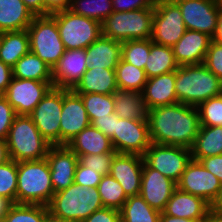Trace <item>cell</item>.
I'll return each instance as SVG.
<instances>
[{
    "label": "cell",
    "mask_w": 222,
    "mask_h": 222,
    "mask_svg": "<svg viewBox=\"0 0 222 222\" xmlns=\"http://www.w3.org/2000/svg\"><path fill=\"white\" fill-rule=\"evenodd\" d=\"M82 222H122V219L119 210L103 207Z\"/></svg>",
    "instance_id": "obj_47"
},
{
    "label": "cell",
    "mask_w": 222,
    "mask_h": 222,
    "mask_svg": "<svg viewBox=\"0 0 222 222\" xmlns=\"http://www.w3.org/2000/svg\"><path fill=\"white\" fill-rule=\"evenodd\" d=\"M30 51L53 68L65 52L56 20L51 16H35L27 27Z\"/></svg>",
    "instance_id": "obj_8"
},
{
    "label": "cell",
    "mask_w": 222,
    "mask_h": 222,
    "mask_svg": "<svg viewBox=\"0 0 222 222\" xmlns=\"http://www.w3.org/2000/svg\"><path fill=\"white\" fill-rule=\"evenodd\" d=\"M190 150L197 161L222 154V126H201Z\"/></svg>",
    "instance_id": "obj_30"
},
{
    "label": "cell",
    "mask_w": 222,
    "mask_h": 222,
    "mask_svg": "<svg viewBox=\"0 0 222 222\" xmlns=\"http://www.w3.org/2000/svg\"><path fill=\"white\" fill-rule=\"evenodd\" d=\"M143 159L149 167L177 183L192 157L188 148L151 143Z\"/></svg>",
    "instance_id": "obj_10"
},
{
    "label": "cell",
    "mask_w": 222,
    "mask_h": 222,
    "mask_svg": "<svg viewBox=\"0 0 222 222\" xmlns=\"http://www.w3.org/2000/svg\"><path fill=\"white\" fill-rule=\"evenodd\" d=\"M213 208L218 212L222 214V194L218 202L213 206Z\"/></svg>",
    "instance_id": "obj_59"
},
{
    "label": "cell",
    "mask_w": 222,
    "mask_h": 222,
    "mask_svg": "<svg viewBox=\"0 0 222 222\" xmlns=\"http://www.w3.org/2000/svg\"><path fill=\"white\" fill-rule=\"evenodd\" d=\"M151 38L122 42L121 59L139 69H144L150 53Z\"/></svg>",
    "instance_id": "obj_39"
},
{
    "label": "cell",
    "mask_w": 222,
    "mask_h": 222,
    "mask_svg": "<svg viewBox=\"0 0 222 222\" xmlns=\"http://www.w3.org/2000/svg\"><path fill=\"white\" fill-rule=\"evenodd\" d=\"M212 41L222 44V3L220 4L219 7L217 27L215 34L212 37Z\"/></svg>",
    "instance_id": "obj_53"
},
{
    "label": "cell",
    "mask_w": 222,
    "mask_h": 222,
    "mask_svg": "<svg viewBox=\"0 0 222 222\" xmlns=\"http://www.w3.org/2000/svg\"><path fill=\"white\" fill-rule=\"evenodd\" d=\"M119 211L122 222H160L161 213L153 209L140 194L128 197Z\"/></svg>",
    "instance_id": "obj_33"
},
{
    "label": "cell",
    "mask_w": 222,
    "mask_h": 222,
    "mask_svg": "<svg viewBox=\"0 0 222 222\" xmlns=\"http://www.w3.org/2000/svg\"><path fill=\"white\" fill-rule=\"evenodd\" d=\"M90 124L81 97L73 90L63 89V108L60 116V145H67L70 140Z\"/></svg>",
    "instance_id": "obj_16"
},
{
    "label": "cell",
    "mask_w": 222,
    "mask_h": 222,
    "mask_svg": "<svg viewBox=\"0 0 222 222\" xmlns=\"http://www.w3.org/2000/svg\"><path fill=\"white\" fill-rule=\"evenodd\" d=\"M154 9L113 12L102 23V36L124 42L152 36Z\"/></svg>",
    "instance_id": "obj_6"
},
{
    "label": "cell",
    "mask_w": 222,
    "mask_h": 222,
    "mask_svg": "<svg viewBox=\"0 0 222 222\" xmlns=\"http://www.w3.org/2000/svg\"><path fill=\"white\" fill-rule=\"evenodd\" d=\"M34 17L22 0H0V32L25 30Z\"/></svg>",
    "instance_id": "obj_27"
},
{
    "label": "cell",
    "mask_w": 222,
    "mask_h": 222,
    "mask_svg": "<svg viewBox=\"0 0 222 222\" xmlns=\"http://www.w3.org/2000/svg\"><path fill=\"white\" fill-rule=\"evenodd\" d=\"M6 144L10 159L16 162L44 159L51 146L27 115L15 117Z\"/></svg>",
    "instance_id": "obj_5"
},
{
    "label": "cell",
    "mask_w": 222,
    "mask_h": 222,
    "mask_svg": "<svg viewBox=\"0 0 222 222\" xmlns=\"http://www.w3.org/2000/svg\"><path fill=\"white\" fill-rule=\"evenodd\" d=\"M205 222H222V214L212 208L205 219Z\"/></svg>",
    "instance_id": "obj_57"
},
{
    "label": "cell",
    "mask_w": 222,
    "mask_h": 222,
    "mask_svg": "<svg viewBox=\"0 0 222 222\" xmlns=\"http://www.w3.org/2000/svg\"><path fill=\"white\" fill-rule=\"evenodd\" d=\"M115 73L118 89L126 91L142 92L148 79L144 69H139L122 59L119 61Z\"/></svg>",
    "instance_id": "obj_34"
},
{
    "label": "cell",
    "mask_w": 222,
    "mask_h": 222,
    "mask_svg": "<svg viewBox=\"0 0 222 222\" xmlns=\"http://www.w3.org/2000/svg\"><path fill=\"white\" fill-rule=\"evenodd\" d=\"M85 60V49L65 50L52 68L53 87L73 90L88 70Z\"/></svg>",
    "instance_id": "obj_19"
},
{
    "label": "cell",
    "mask_w": 222,
    "mask_h": 222,
    "mask_svg": "<svg viewBox=\"0 0 222 222\" xmlns=\"http://www.w3.org/2000/svg\"><path fill=\"white\" fill-rule=\"evenodd\" d=\"M30 51L27 29L0 32V60L13 68L16 62Z\"/></svg>",
    "instance_id": "obj_29"
},
{
    "label": "cell",
    "mask_w": 222,
    "mask_h": 222,
    "mask_svg": "<svg viewBox=\"0 0 222 222\" xmlns=\"http://www.w3.org/2000/svg\"><path fill=\"white\" fill-rule=\"evenodd\" d=\"M116 154L117 153L81 155L79 162L83 166L95 170L104 176L110 173L112 160Z\"/></svg>",
    "instance_id": "obj_42"
},
{
    "label": "cell",
    "mask_w": 222,
    "mask_h": 222,
    "mask_svg": "<svg viewBox=\"0 0 222 222\" xmlns=\"http://www.w3.org/2000/svg\"><path fill=\"white\" fill-rule=\"evenodd\" d=\"M17 162L10 159L0 165V196L16 203Z\"/></svg>",
    "instance_id": "obj_40"
},
{
    "label": "cell",
    "mask_w": 222,
    "mask_h": 222,
    "mask_svg": "<svg viewBox=\"0 0 222 222\" xmlns=\"http://www.w3.org/2000/svg\"><path fill=\"white\" fill-rule=\"evenodd\" d=\"M69 10L100 23L114 12L112 0H71Z\"/></svg>",
    "instance_id": "obj_35"
},
{
    "label": "cell",
    "mask_w": 222,
    "mask_h": 222,
    "mask_svg": "<svg viewBox=\"0 0 222 222\" xmlns=\"http://www.w3.org/2000/svg\"><path fill=\"white\" fill-rule=\"evenodd\" d=\"M78 94L87 111L90 123L96 118L108 117L114 113V99L112 94L76 93Z\"/></svg>",
    "instance_id": "obj_36"
},
{
    "label": "cell",
    "mask_w": 222,
    "mask_h": 222,
    "mask_svg": "<svg viewBox=\"0 0 222 222\" xmlns=\"http://www.w3.org/2000/svg\"><path fill=\"white\" fill-rule=\"evenodd\" d=\"M16 116L15 110L6 97L0 94V139H7L9 129Z\"/></svg>",
    "instance_id": "obj_44"
},
{
    "label": "cell",
    "mask_w": 222,
    "mask_h": 222,
    "mask_svg": "<svg viewBox=\"0 0 222 222\" xmlns=\"http://www.w3.org/2000/svg\"><path fill=\"white\" fill-rule=\"evenodd\" d=\"M151 143L190 149L201 124L195 106L180 102L148 110Z\"/></svg>",
    "instance_id": "obj_1"
},
{
    "label": "cell",
    "mask_w": 222,
    "mask_h": 222,
    "mask_svg": "<svg viewBox=\"0 0 222 222\" xmlns=\"http://www.w3.org/2000/svg\"><path fill=\"white\" fill-rule=\"evenodd\" d=\"M175 92L178 102L197 107L222 94V81L203 63L179 66L175 71Z\"/></svg>",
    "instance_id": "obj_2"
},
{
    "label": "cell",
    "mask_w": 222,
    "mask_h": 222,
    "mask_svg": "<svg viewBox=\"0 0 222 222\" xmlns=\"http://www.w3.org/2000/svg\"><path fill=\"white\" fill-rule=\"evenodd\" d=\"M160 222H200V221L190 220L187 218L173 217L168 214H165L164 212H161Z\"/></svg>",
    "instance_id": "obj_55"
},
{
    "label": "cell",
    "mask_w": 222,
    "mask_h": 222,
    "mask_svg": "<svg viewBox=\"0 0 222 222\" xmlns=\"http://www.w3.org/2000/svg\"><path fill=\"white\" fill-rule=\"evenodd\" d=\"M219 0H183L177 3L186 29L215 34L218 20Z\"/></svg>",
    "instance_id": "obj_15"
},
{
    "label": "cell",
    "mask_w": 222,
    "mask_h": 222,
    "mask_svg": "<svg viewBox=\"0 0 222 222\" xmlns=\"http://www.w3.org/2000/svg\"><path fill=\"white\" fill-rule=\"evenodd\" d=\"M112 96L114 113L119 118L148 120V108L141 92L116 89Z\"/></svg>",
    "instance_id": "obj_28"
},
{
    "label": "cell",
    "mask_w": 222,
    "mask_h": 222,
    "mask_svg": "<svg viewBox=\"0 0 222 222\" xmlns=\"http://www.w3.org/2000/svg\"><path fill=\"white\" fill-rule=\"evenodd\" d=\"M98 188H88L75 182L54 193L48 205L54 216L72 222H82L93 212L103 208Z\"/></svg>",
    "instance_id": "obj_4"
},
{
    "label": "cell",
    "mask_w": 222,
    "mask_h": 222,
    "mask_svg": "<svg viewBox=\"0 0 222 222\" xmlns=\"http://www.w3.org/2000/svg\"><path fill=\"white\" fill-rule=\"evenodd\" d=\"M178 67L172 47L151 40L150 53L144 67L147 78L176 71Z\"/></svg>",
    "instance_id": "obj_31"
},
{
    "label": "cell",
    "mask_w": 222,
    "mask_h": 222,
    "mask_svg": "<svg viewBox=\"0 0 222 222\" xmlns=\"http://www.w3.org/2000/svg\"><path fill=\"white\" fill-rule=\"evenodd\" d=\"M144 159L137 154L117 153L111 164L110 175L123 187L127 197L140 194Z\"/></svg>",
    "instance_id": "obj_20"
},
{
    "label": "cell",
    "mask_w": 222,
    "mask_h": 222,
    "mask_svg": "<svg viewBox=\"0 0 222 222\" xmlns=\"http://www.w3.org/2000/svg\"><path fill=\"white\" fill-rule=\"evenodd\" d=\"M176 188V182L144 162L140 195L153 209L163 212Z\"/></svg>",
    "instance_id": "obj_17"
},
{
    "label": "cell",
    "mask_w": 222,
    "mask_h": 222,
    "mask_svg": "<svg viewBox=\"0 0 222 222\" xmlns=\"http://www.w3.org/2000/svg\"><path fill=\"white\" fill-rule=\"evenodd\" d=\"M111 142L117 153L143 156L151 144L148 120L119 118Z\"/></svg>",
    "instance_id": "obj_13"
},
{
    "label": "cell",
    "mask_w": 222,
    "mask_h": 222,
    "mask_svg": "<svg viewBox=\"0 0 222 222\" xmlns=\"http://www.w3.org/2000/svg\"><path fill=\"white\" fill-rule=\"evenodd\" d=\"M13 77L12 68L0 60V94H4Z\"/></svg>",
    "instance_id": "obj_51"
},
{
    "label": "cell",
    "mask_w": 222,
    "mask_h": 222,
    "mask_svg": "<svg viewBox=\"0 0 222 222\" xmlns=\"http://www.w3.org/2000/svg\"><path fill=\"white\" fill-rule=\"evenodd\" d=\"M48 211L45 205L13 203L3 222H44Z\"/></svg>",
    "instance_id": "obj_38"
},
{
    "label": "cell",
    "mask_w": 222,
    "mask_h": 222,
    "mask_svg": "<svg viewBox=\"0 0 222 222\" xmlns=\"http://www.w3.org/2000/svg\"><path fill=\"white\" fill-rule=\"evenodd\" d=\"M12 204L7 198L0 196V222L4 221V217Z\"/></svg>",
    "instance_id": "obj_54"
},
{
    "label": "cell",
    "mask_w": 222,
    "mask_h": 222,
    "mask_svg": "<svg viewBox=\"0 0 222 222\" xmlns=\"http://www.w3.org/2000/svg\"><path fill=\"white\" fill-rule=\"evenodd\" d=\"M212 208L203 198L176 188L163 212L173 217L205 222Z\"/></svg>",
    "instance_id": "obj_22"
},
{
    "label": "cell",
    "mask_w": 222,
    "mask_h": 222,
    "mask_svg": "<svg viewBox=\"0 0 222 222\" xmlns=\"http://www.w3.org/2000/svg\"><path fill=\"white\" fill-rule=\"evenodd\" d=\"M46 159L50 165L54 193L74 183L79 158L67 145H51Z\"/></svg>",
    "instance_id": "obj_18"
},
{
    "label": "cell",
    "mask_w": 222,
    "mask_h": 222,
    "mask_svg": "<svg viewBox=\"0 0 222 222\" xmlns=\"http://www.w3.org/2000/svg\"><path fill=\"white\" fill-rule=\"evenodd\" d=\"M45 16L70 8L71 0H44Z\"/></svg>",
    "instance_id": "obj_50"
},
{
    "label": "cell",
    "mask_w": 222,
    "mask_h": 222,
    "mask_svg": "<svg viewBox=\"0 0 222 222\" xmlns=\"http://www.w3.org/2000/svg\"><path fill=\"white\" fill-rule=\"evenodd\" d=\"M162 1L177 4L178 2L183 1V0H162Z\"/></svg>",
    "instance_id": "obj_60"
},
{
    "label": "cell",
    "mask_w": 222,
    "mask_h": 222,
    "mask_svg": "<svg viewBox=\"0 0 222 222\" xmlns=\"http://www.w3.org/2000/svg\"><path fill=\"white\" fill-rule=\"evenodd\" d=\"M118 119L119 117L115 113H112L108 117L96 118L91 124L111 139L114 135Z\"/></svg>",
    "instance_id": "obj_48"
},
{
    "label": "cell",
    "mask_w": 222,
    "mask_h": 222,
    "mask_svg": "<svg viewBox=\"0 0 222 222\" xmlns=\"http://www.w3.org/2000/svg\"><path fill=\"white\" fill-rule=\"evenodd\" d=\"M141 93L148 110L178 103L175 92V71L148 78Z\"/></svg>",
    "instance_id": "obj_23"
},
{
    "label": "cell",
    "mask_w": 222,
    "mask_h": 222,
    "mask_svg": "<svg viewBox=\"0 0 222 222\" xmlns=\"http://www.w3.org/2000/svg\"><path fill=\"white\" fill-rule=\"evenodd\" d=\"M54 195L46 158L17 162V204L48 206Z\"/></svg>",
    "instance_id": "obj_3"
},
{
    "label": "cell",
    "mask_w": 222,
    "mask_h": 222,
    "mask_svg": "<svg viewBox=\"0 0 222 222\" xmlns=\"http://www.w3.org/2000/svg\"><path fill=\"white\" fill-rule=\"evenodd\" d=\"M10 160L6 140L0 139V165Z\"/></svg>",
    "instance_id": "obj_56"
},
{
    "label": "cell",
    "mask_w": 222,
    "mask_h": 222,
    "mask_svg": "<svg viewBox=\"0 0 222 222\" xmlns=\"http://www.w3.org/2000/svg\"><path fill=\"white\" fill-rule=\"evenodd\" d=\"M62 108L63 89L52 87L29 115L41 135L51 145H60Z\"/></svg>",
    "instance_id": "obj_9"
},
{
    "label": "cell",
    "mask_w": 222,
    "mask_h": 222,
    "mask_svg": "<svg viewBox=\"0 0 222 222\" xmlns=\"http://www.w3.org/2000/svg\"><path fill=\"white\" fill-rule=\"evenodd\" d=\"M52 87L53 81H36L12 77L3 95L17 115L29 116Z\"/></svg>",
    "instance_id": "obj_14"
},
{
    "label": "cell",
    "mask_w": 222,
    "mask_h": 222,
    "mask_svg": "<svg viewBox=\"0 0 222 222\" xmlns=\"http://www.w3.org/2000/svg\"><path fill=\"white\" fill-rule=\"evenodd\" d=\"M44 222H72V221L54 216L51 212L48 211L44 217Z\"/></svg>",
    "instance_id": "obj_58"
},
{
    "label": "cell",
    "mask_w": 222,
    "mask_h": 222,
    "mask_svg": "<svg viewBox=\"0 0 222 222\" xmlns=\"http://www.w3.org/2000/svg\"><path fill=\"white\" fill-rule=\"evenodd\" d=\"M67 146L78 156L117 153L111 139L92 124L78 133Z\"/></svg>",
    "instance_id": "obj_25"
},
{
    "label": "cell",
    "mask_w": 222,
    "mask_h": 222,
    "mask_svg": "<svg viewBox=\"0 0 222 222\" xmlns=\"http://www.w3.org/2000/svg\"><path fill=\"white\" fill-rule=\"evenodd\" d=\"M34 16H45L44 0H22Z\"/></svg>",
    "instance_id": "obj_52"
},
{
    "label": "cell",
    "mask_w": 222,
    "mask_h": 222,
    "mask_svg": "<svg viewBox=\"0 0 222 222\" xmlns=\"http://www.w3.org/2000/svg\"><path fill=\"white\" fill-rule=\"evenodd\" d=\"M212 38L205 33L186 29L184 35L172 47L179 66L204 63Z\"/></svg>",
    "instance_id": "obj_21"
},
{
    "label": "cell",
    "mask_w": 222,
    "mask_h": 222,
    "mask_svg": "<svg viewBox=\"0 0 222 222\" xmlns=\"http://www.w3.org/2000/svg\"><path fill=\"white\" fill-rule=\"evenodd\" d=\"M97 188L102 205L107 208L120 210L128 198L123 187L110 174L102 177Z\"/></svg>",
    "instance_id": "obj_37"
},
{
    "label": "cell",
    "mask_w": 222,
    "mask_h": 222,
    "mask_svg": "<svg viewBox=\"0 0 222 222\" xmlns=\"http://www.w3.org/2000/svg\"><path fill=\"white\" fill-rule=\"evenodd\" d=\"M12 72L17 79L53 81L52 68L31 51L16 62Z\"/></svg>",
    "instance_id": "obj_32"
},
{
    "label": "cell",
    "mask_w": 222,
    "mask_h": 222,
    "mask_svg": "<svg viewBox=\"0 0 222 222\" xmlns=\"http://www.w3.org/2000/svg\"><path fill=\"white\" fill-rule=\"evenodd\" d=\"M203 64L222 81V44L211 40Z\"/></svg>",
    "instance_id": "obj_43"
},
{
    "label": "cell",
    "mask_w": 222,
    "mask_h": 222,
    "mask_svg": "<svg viewBox=\"0 0 222 222\" xmlns=\"http://www.w3.org/2000/svg\"><path fill=\"white\" fill-rule=\"evenodd\" d=\"M186 31L182 13L177 4L156 0L151 40L173 47Z\"/></svg>",
    "instance_id": "obj_12"
},
{
    "label": "cell",
    "mask_w": 222,
    "mask_h": 222,
    "mask_svg": "<svg viewBox=\"0 0 222 222\" xmlns=\"http://www.w3.org/2000/svg\"><path fill=\"white\" fill-rule=\"evenodd\" d=\"M103 175L99 172L83 166L78 162L74 182L78 185L86 186L88 188H96L101 181Z\"/></svg>",
    "instance_id": "obj_45"
},
{
    "label": "cell",
    "mask_w": 222,
    "mask_h": 222,
    "mask_svg": "<svg viewBox=\"0 0 222 222\" xmlns=\"http://www.w3.org/2000/svg\"><path fill=\"white\" fill-rule=\"evenodd\" d=\"M196 108L201 126H222V94L211 97Z\"/></svg>",
    "instance_id": "obj_41"
},
{
    "label": "cell",
    "mask_w": 222,
    "mask_h": 222,
    "mask_svg": "<svg viewBox=\"0 0 222 222\" xmlns=\"http://www.w3.org/2000/svg\"><path fill=\"white\" fill-rule=\"evenodd\" d=\"M156 0H112L114 12H127L138 9H154Z\"/></svg>",
    "instance_id": "obj_46"
},
{
    "label": "cell",
    "mask_w": 222,
    "mask_h": 222,
    "mask_svg": "<svg viewBox=\"0 0 222 222\" xmlns=\"http://www.w3.org/2000/svg\"><path fill=\"white\" fill-rule=\"evenodd\" d=\"M65 50L86 49L102 35L101 23L67 9L51 14Z\"/></svg>",
    "instance_id": "obj_7"
},
{
    "label": "cell",
    "mask_w": 222,
    "mask_h": 222,
    "mask_svg": "<svg viewBox=\"0 0 222 222\" xmlns=\"http://www.w3.org/2000/svg\"><path fill=\"white\" fill-rule=\"evenodd\" d=\"M199 161L222 183V154L201 158Z\"/></svg>",
    "instance_id": "obj_49"
},
{
    "label": "cell",
    "mask_w": 222,
    "mask_h": 222,
    "mask_svg": "<svg viewBox=\"0 0 222 222\" xmlns=\"http://www.w3.org/2000/svg\"><path fill=\"white\" fill-rule=\"evenodd\" d=\"M118 89L114 69L88 68L73 89L75 93L112 94Z\"/></svg>",
    "instance_id": "obj_26"
},
{
    "label": "cell",
    "mask_w": 222,
    "mask_h": 222,
    "mask_svg": "<svg viewBox=\"0 0 222 222\" xmlns=\"http://www.w3.org/2000/svg\"><path fill=\"white\" fill-rule=\"evenodd\" d=\"M177 188L203 198L212 207L222 194V183L200 161L191 159L182 173Z\"/></svg>",
    "instance_id": "obj_11"
},
{
    "label": "cell",
    "mask_w": 222,
    "mask_h": 222,
    "mask_svg": "<svg viewBox=\"0 0 222 222\" xmlns=\"http://www.w3.org/2000/svg\"><path fill=\"white\" fill-rule=\"evenodd\" d=\"M85 50L88 68L115 70L121 60L122 42L101 35Z\"/></svg>",
    "instance_id": "obj_24"
}]
</instances>
